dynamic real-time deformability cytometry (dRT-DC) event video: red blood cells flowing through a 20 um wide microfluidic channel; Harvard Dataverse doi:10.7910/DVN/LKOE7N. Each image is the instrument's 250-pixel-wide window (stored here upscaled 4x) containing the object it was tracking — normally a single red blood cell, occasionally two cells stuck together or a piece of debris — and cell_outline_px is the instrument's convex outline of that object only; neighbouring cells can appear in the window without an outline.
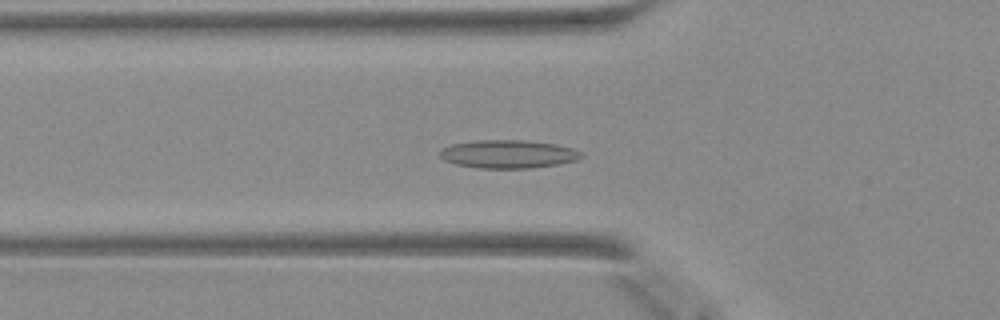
{"species": "Egyptian fruit bat (a non-hibernating species)", "species_latin": "Rousettus aegyptiacus", "temperature_condition": "warm", "stored_images_in_passage": 36, "camera_frame_rate_fps": 3000, "um_per_image_px": 0.085, "animal": {"sex": "female"}, "frame": {"image": 1, "passage_image": 5, "time_ms": 1.333, "image_size_px": [1000, 320], "cell_outline_px": [[584, 156], [576, 160], [556, 164], [532, 168], [476, 168], [456, 164], [444, 160], [440, 156], [440, 152], [444, 148], [452, 144], [476, 140], [524, 140], [552, 144], [572, 148], [580, 152]], "centroid_in_image_um": [43.17, 13.1], "position_along_channel_um": 82.6, "area_um2": 23.0}}
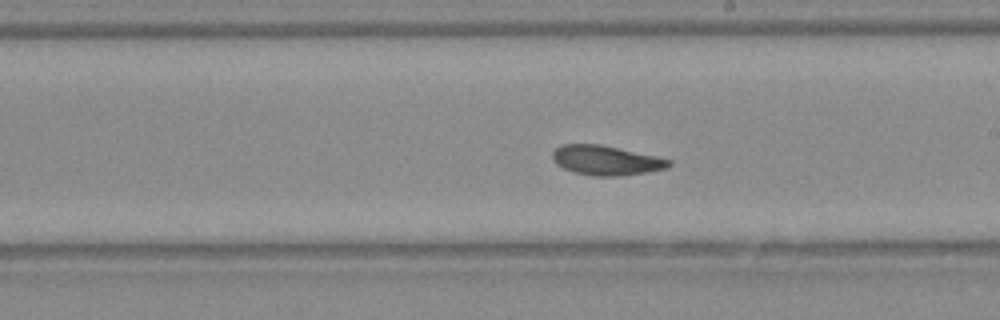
{"frame": {"image": 2, "passage_image": 16, "time_ms": 5.0, "image_size_px": [1000, 320], "cell_outline_px": [[672, 164], [668, 168], [648, 172], [620, 176], [592, 176], [572, 172], [556, 164], [552, 160], [552, 152], [560, 144], [600, 144], [656, 156], [672, 160]], "centroid_in_image_um": [51.51, 13.63], "position_along_channel_um": 237.5, "area_um2": 20.29}}
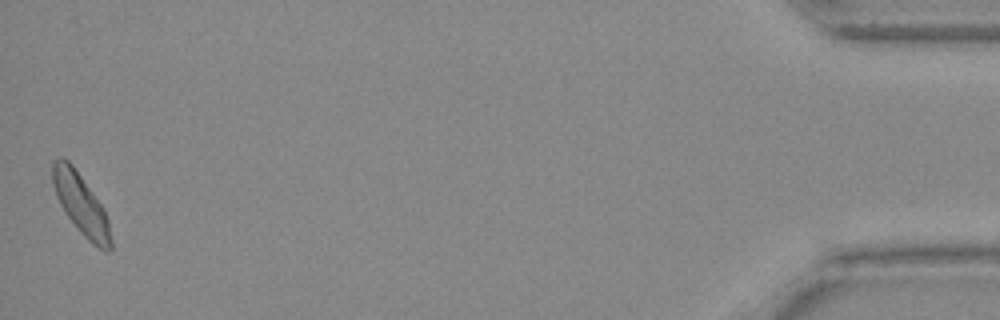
{"frame": {"image": 3, "passage_image": 36, "time_ms": 11.667, "image_size_px": [1000, 320], "cell_outline_px": [[112, 248], [104, 252], [92, 244], [84, 236], [68, 216], [60, 204], [56, 196], [52, 180], [52, 164], [60, 156], [68, 160], [72, 164], [104, 208], [108, 220], [112, 240]], "centroid_in_image_um": [6.9, 17.37], "position_along_channel_um": 428.3, "area_um2": 20.4}}